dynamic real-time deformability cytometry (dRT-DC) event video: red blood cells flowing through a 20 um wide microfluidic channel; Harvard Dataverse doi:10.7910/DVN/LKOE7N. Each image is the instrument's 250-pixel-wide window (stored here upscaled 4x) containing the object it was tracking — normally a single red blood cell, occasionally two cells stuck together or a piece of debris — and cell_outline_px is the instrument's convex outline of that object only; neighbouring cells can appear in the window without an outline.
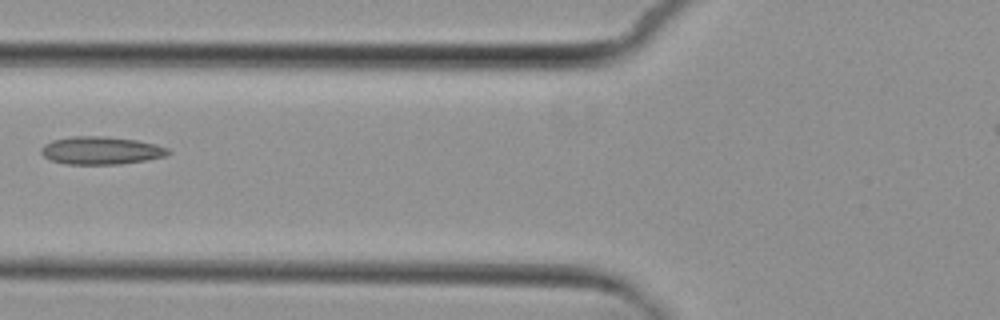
{"species": "common noctule bat (a hibernating species)", "species_latin": "Nyctalus noctula", "temperature_condition": "cold", "stored_images_in_passage": 3, "camera_frame_rate_fps": 3000, "um_per_image_px": 0.085, "animal": {"sex": "female", "body_mass_g": 29.2, "forearm_length_mm": 56.3}, "frame": {"image": 1, "passage_image": 3, "time_ms": 2.333, "image_size_px": [1000, 320], "cell_outline_px": [[172, 152], [164, 156], [148, 160], [120, 164], [64, 164], [52, 160], [44, 156], [40, 152], [40, 148], [44, 144], [52, 140], [72, 136], [104, 136], [136, 140], [156, 144], [168, 148]], "centroid_in_image_um": [8.58, 12.79], "position_along_channel_um": 117.2, "area_um2": 20.69}}